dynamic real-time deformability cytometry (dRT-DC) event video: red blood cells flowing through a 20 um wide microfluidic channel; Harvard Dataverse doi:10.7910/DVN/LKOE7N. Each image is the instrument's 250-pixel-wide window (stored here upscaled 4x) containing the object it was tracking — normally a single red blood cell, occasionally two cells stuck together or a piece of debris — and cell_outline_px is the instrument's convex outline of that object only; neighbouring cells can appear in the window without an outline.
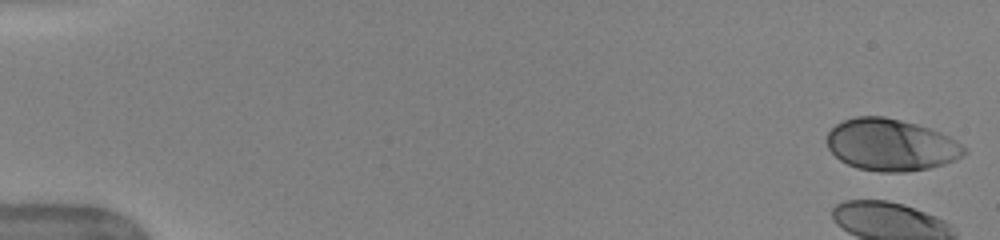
{"species": "human", "species_latin": "Homo sapiens", "temperature_condition": "warm", "stored_images_in_passage": 46, "camera_frame_rate_fps": 3000, "um_per_image_px": 0.085, "donor": {"sex": "female"}, "frame": {"image": 1, "passage_image": 1, "time_ms": 0.0, "image_size_px": [1000, 240], "cell_outline_px": [[968, 152], [956, 160], [944, 164], [928, 168], [904, 172], [880, 172], [856, 168], [840, 160], [828, 148], [828, 132], [836, 124], [844, 120], [856, 116], [884, 116], [916, 124], [940, 132], [956, 140], [968, 148]], "centroid_in_image_um": [75.76, 12.32], "position_along_channel_um": 9.2, "area_um2": 41.56}}